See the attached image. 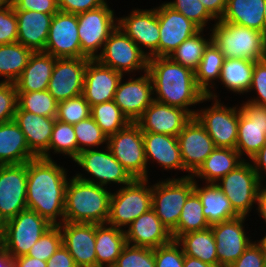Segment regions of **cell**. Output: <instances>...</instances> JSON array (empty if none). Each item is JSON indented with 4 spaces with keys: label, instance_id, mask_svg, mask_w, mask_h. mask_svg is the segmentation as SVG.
<instances>
[{
    "label": "cell",
    "instance_id": "6da1fadb",
    "mask_svg": "<svg viewBox=\"0 0 266 267\" xmlns=\"http://www.w3.org/2000/svg\"><path fill=\"white\" fill-rule=\"evenodd\" d=\"M68 170L53 159L35 157L27 162V208L53 226L64 222Z\"/></svg>",
    "mask_w": 266,
    "mask_h": 267
},
{
    "label": "cell",
    "instance_id": "7a4b0ae2",
    "mask_svg": "<svg viewBox=\"0 0 266 267\" xmlns=\"http://www.w3.org/2000/svg\"><path fill=\"white\" fill-rule=\"evenodd\" d=\"M147 72L150 74L153 97L157 102L186 110L192 117L197 111L192 108L209 102V97L196 83L194 71L176 63L170 57L149 58Z\"/></svg>",
    "mask_w": 266,
    "mask_h": 267
},
{
    "label": "cell",
    "instance_id": "3957f363",
    "mask_svg": "<svg viewBox=\"0 0 266 267\" xmlns=\"http://www.w3.org/2000/svg\"><path fill=\"white\" fill-rule=\"evenodd\" d=\"M110 190V191H109ZM112 190L71 176L65 191L64 221L107 223Z\"/></svg>",
    "mask_w": 266,
    "mask_h": 267
},
{
    "label": "cell",
    "instance_id": "277c9868",
    "mask_svg": "<svg viewBox=\"0 0 266 267\" xmlns=\"http://www.w3.org/2000/svg\"><path fill=\"white\" fill-rule=\"evenodd\" d=\"M212 41L224 58H238L259 61L266 58V37L264 33L218 20L211 25Z\"/></svg>",
    "mask_w": 266,
    "mask_h": 267
},
{
    "label": "cell",
    "instance_id": "5b68a950",
    "mask_svg": "<svg viewBox=\"0 0 266 267\" xmlns=\"http://www.w3.org/2000/svg\"><path fill=\"white\" fill-rule=\"evenodd\" d=\"M151 179H134L111 193L107 224L125 230L136 218L152 208Z\"/></svg>",
    "mask_w": 266,
    "mask_h": 267
},
{
    "label": "cell",
    "instance_id": "8992f818",
    "mask_svg": "<svg viewBox=\"0 0 266 267\" xmlns=\"http://www.w3.org/2000/svg\"><path fill=\"white\" fill-rule=\"evenodd\" d=\"M73 162L83 170L81 171L83 173L77 171L78 173L76 172L74 176L109 189L113 185L120 188L134 180L129 172L115 159L108 146L99 148V150L97 148L82 151ZM108 185L109 187H107Z\"/></svg>",
    "mask_w": 266,
    "mask_h": 267
},
{
    "label": "cell",
    "instance_id": "52a82bcc",
    "mask_svg": "<svg viewBox=\"0 0 266 267\" xmlns=\"http://www.w3.org/2000/svg\"><path fill=\"white\" fill-rule=\"evenodd\" d=\"M193 191V178L184 174L152 184V209L170 233L177 228L185 201Z\"/></svg>",
    "mask_w": 266,
    "mask_h": 267
},
{
    "label": "cell",
    "instance_id": "ba28073f",
    "mask_svg": "<svg viewBox=\"0 0 266 267\" xmlns=\"http://www.w3.org/2000/svg\"><path fill=\"white\" fill-rule=\"evenodd\" d=\"M52 226L37 212L27 208L2 225L0 244L12 258L27 255L32 245Z\"/></svg>",
    "mask_w": 266,
    "mask_h": 267
},
{
    "label": "cell",
    "instance_id": "9c48e42d",
    "mask_svg": "<svg viewBox=\"0 0 266 267\" xmlns=\"http://www.w3.org/2000/svg\"><path fill=\"white\" fill-rule=\"evenodd\" d=\"M215 184L225 194L239 216H252L249 214L256 208L258 193L263 185L250 161L244 160Z\"/></svg>",
    "mask_w": 266,
    "mask_h": 267
},
{
    "label": "cell",
    "instance_id": "30bf717a",
    "mask_svg": "<svg viewBox=\"0 0 266 267\" xmlns=\"http://www.w3.org/2000/svg\"><path fill=\"white\" fill-rule=\"evenodd\" d=\"M107 146L134 179H150L151 169L145 158L142 131L136 122H130L116 134L110 135Z\"/></svg>",
    "mask_w": 266,
    "mask_h": 267
},
{
    "label": "cell",
    "instance_id": "8fae6325",
    "mask_svg": "<svg viewBox=\"0 0 266 267\" xmlns=\"http://www.w3.org/2000/svg\"><path fill=\"white\" fill-rule=\"evenodd\" d=\"M211 106L197 108L195 118L205 128L216 147L236 148L239 104L228 106L221 99H212Z\"/></svg>",
    "mask_w": 266,
    "mask_h": 267
},
{
    "label": "cell",
    "instance_id": "7c38bea8",
    "mask_svg": "<svg viewBox=\"0 0 266 267\" xmlns=\"http://www.w3.org/2000/svg\"><path fill=\"white\" fill-rule=\"evenodd\" d=\"M108 4L107 1L96 9L77 14L81 51L89 59L101 54L110 33L117 27L115 10Z\"/></svg>",
    "mask_w": 266,
    "mask_h": 267
},
{
    "label": "cell",
    "instance_id": "4fadbf2b",
    "mask_svg": "<svg viewBox=\"0 0 266 267\" xmlns=\"http://www.w3.org/2000/svg\"><path fill=\"white\" fill-rule=\"evenodd\" d=\"M96 59L125 76L144 73L148 67V57L118 26L110 33Z\"/></svg>",
    "mask_w": 266,
    "mask_h": 267
},
{
    "label": "cell",
    "instance_id": "5bb4252c",
    "mask_svg": "<svg viewBox=\"0 0 266 267\" xmlns=\"http://www.w3.org/2000/svg\"><path fill=\"white\" fill-rule=\"evenodd\" d=\"M241 103L235 149L249 161L266 144V106L244 100Z\"/></svg>",
    "mask_w": 266,
    "mask_h": 267
},
{
    "label": "cell",
    "instance_id": "9a60e30c",
    "mask_svg": "<svg viewBox=\"0 0 266 267\" xmlns=\"http://www.w3.org/2000/svg\"><path fill=\"white\" fill-rule=\"evenodd\" d=\"M117 26L136 43L148 59L158 57L160 28L157 6L151 9L133 8L129 14L117 17Z\"/></svg>",
    "mask_w": 266,
    "mask_h": 267
},
{
    "label": "cell",
    "instance_id": "2e32d148",
    "mask_svg": "<svg viewBox=\"0 0 266 267\" xmlns=\"http://www.w3.org/2000/svg\"><path fill=\"white\" fill-rule=\"evenodd\" d=\"M27 162L0 165V230L2 225L27 209Z\"/></svg>",
    "mask_w": 266,
    "mask_h": 267
},
{
    "label": "cell",
    "instance_id": "e0dca14e",
    "mask_svg": "<svg viewBox=\"0 0 266 267\" xmlns=\"http://www.w3.org/2000/svg\"><path fill=\"white\" fill-rule=\"evenodd\" d=\"M246 219L247 216H238L210 226L216 241L219 267L234 263L253 242L245 229Z\"/></svg>",
    "mask_w": 266,
    "mask_h": 267
},
{
    "label": "cell",
    "instance_id": "ac0fdd59",
    "mask_svg": "<svg viewBox=\"0 0 266 267\" xmlns=\"http://www.w3.org/2000/svg\"><path fill=\"white\" fill-rule=\"evenodd\" d=\"M44 52L55 58H87L81 51L77 14L53 15Z\"/></svg>",
    "mask_w": 266,
    "mask_h": 267
},
{
    "label": "cell",
    "instance_id": "d6986e66",
    "mask_svg": "<svg viewBox=\"0 0 266 267\" xmlns=\"http://www.w3.org/2000/svg\"><path fill=\"white\" fill-rule=\"evenodd\" d=\"M134 76L130 75L127 81L123 75L114 95V102L130 122H136L154 101L150 74L146 71Z\"/></svg>",
    "mask_w": 266,
    "mask_h": 267
},
{
    "label": "cell",
    "instance_id": "ffe728a7",
    "mask_svg": "<svg viewBox=\"0 0 266 267\" xmlns=\"http://www.w3.org/2000/svg\"><path fill=\"white\" fill-rule=\"evenodd\" d=\"M157 16L160 28L158 57H169L184 40L201 30L182 13L170 7L166 1L157 6Z\"/></svg>",
    "mask_w": 266,
    "mask_h": 267
},
{
    "label": "cell",
    "instance_id": "44dd1931",
    "mask_svg": "<svg viewBox=\"0 0 266 267\" xmlns=\"http://www.w3.org/2000/svg\"><path fill=\"white\" fill-rule=\"evenodd\" d=\"M89 58H56L47 90L59 103L83 94Z\"/></svg>",
    "mask_w": 266,
    "mask_h": 267
},
{
    "label": "cell",
    "instance_id": "7402d4cb",
    "mask_svg": "<svg viewBox=\"0 0 266 267\" xmlns=\"http://www.w3.org/2000/svg\"><path fill=\"white\" fill-rule=\"evenodd\" d=\"M184 172L191 176L216 148L213 140L199 121L192 117L177 136Z\"/></svg>",
    "mask_w": 266,
    "mask_h": 267
},
{
    "label": "cell",
    "instance_id": "603a6c76",
    "mask_svg": "<svg viewBox=\"0 0 266 267\" xmlns=\"http://www.w3.org/2000/svg\"><path fill=\"white\" fill-rule=\"evenodd\" d=\"M62 244L77 267H96L95 223L63 222L59 225Z\"/></svg>",
    "mask_w": 266,
    "mask_h": 267
},
{
    "label": "cell",
    "instance_id": "cb8c5ba5",
    "mask_svg": "<svg viewBox=\"0 0 266 267\" xmlns=\"http://www.w3.org/2000/svg\"><path fill=\"white\" fill-rule=\"evenodd\" d=\"M123 74L89 59L83 85V96L90 106L114 100V95Z\"/></svg>",
    "mask_w": 266,
    "mask_h": 267
},
{
    "label": "cell",
    "instance_id": "d4e9b609",
    "mask_svg": "<svg viewBox=\"0 0 266 267\" xmlns=\"http://www.w3.org/2000/svg\"><path fill=\"white\" fill-rule=\"evenodd\" d=\"M192 116L178 107L153 101L136 121L142 132L167 134L177 137Z\"/></svg>",
    "mask_w": 266,
    "mask_h": 267
},
{
    "label": "cell",
    "instance_id": "484cf974",
    "mask_svg": "<svg viewBox=\"0 0 266 267\" xmlns=\"http://www.w3.org/2000/svg\"><path fill=\"white\" fill-rule=\"evenodd\" d=\"M128 245L155 249L172 240L170 231L151 208L136 218L125 230Z\"/></svg>",
    "mask_w": 266,
    "mask_h": 267
},
{
    "label": "cell",
    "instance_id": "4316f807",
    "mask_svg": "<svg viewBox=\"0 0 266 267\" xmlns=\"http://www.w3.org/2000/svg\"><path fill=\"white\" fill-rule=\"evenodd\" d=\"M142 136L147 165L157 163L162 171H184L177 137L152 132H142Z\"/></svg>",
    "mask_w": 266,
    "mask_h": 267
},
{
    "label": "cell",
    "instance_id": "83f0119b",
    "mask_svg": "<svg viewBox=\"0 0 266 267\" xmlns=\"http://www.w3.org/2000/svg\"><path fill=\"white\" fill-rule=\"evenodd\" d=\"M17 16V42L33 52H44L54 14L15 10Z\"/></svg>",
    "mask_w": 266,
    "mask_h": 267
},
{
    "label": "cell",
    "instance_id": "f1b7e54d",
    "mask_svg": "<svg viewBox=\"0 0 266 267\" xmlns=\"http://www.w3.org/2000/svg\"><path fill=\"white\" fill-rule=\"evenodd\" d=\"M13 120L25 135L29 149L40 157L49 148L56 118L16 110Z\"/></svg>",
    "mask_w": 266,
    "mask_h": 267
},
{
    "label": "cell",
    "instance_id": "f546056e",
    "mask_svg": "<svg viewBox=\"0 0 266 267\" xmlns=\"http://www.w3.org/2000/svg\"><path fill=\"white\" fill-rule=\"evenodd\" d=\"M56 58L45 52H33L25 69L14 82L17 92L47 90Z\"/></svg>",
    "mask_w": 266,
    "mask_h": 267
},
{
    "label": "cell",
    "instance_id": "4dcf8cb0",
    "mask_svg": "<svg viewBox=\"0 0 266 267\" xmlns=\"http://www.w3.org/2000/svg\"><path fill=\"white\" fill-rule=\"evenodd\" d=\"M243 161L236 149L216 147L191 177L204 184H215Z\"/></svg>",
    "mask_w": 266,
    "mask_h": 267
},
{
    "label": "cell",
    "instance_id": "1f68e13d",
    "mask_svg": "<svg viewBox=\"0 0 266 267\" xmlns=\"http://www.w3.org/2000/svg\"><path fill=\"white\" fill-rule=\"evenodd\" d=\"M35 157L14 120L0 124V165L22 164Z\"/></svg>",
    "mask_w": 266,
    "mask_h": 267
},
{
    "label": "cell",
    "instance_id": "d6a6232c",
    "mask_svg": "<svg viewBox=\"0 0 266 267\" xmlns=\"http://www.w3.org/2000/svg\"><path fill=\"white\" fill-rule=\"evenodd\" d=\"M126 245L124 230L107 223L95 224L96 267H113Z\"/></svg>",
    "mask_w": 266,
    "mask_h": 267
},
{
    "label": "cell",
    "instance_id": "836d02e7",
    "mask_svg": "<svg viewBox=\"0 0 266 267\" xmlns=\"http://www.w3.org/2000/svg\"><path fill=\"white\" fill-rule=\"evenodd\" d=\"M194 191L201 199L203 215L210 226L239 216L216 184L201 185L198 181H194Z\"/></svg>",
    "mask_w": 266,
    "mask_h": 267
},
{
    "label": "cell",
    "instance_id": "e575fe53",
    "mask_svg": "<svg viewBox=\"0 0 266 267\" xmlns=\"http://www.w3.org/2000/svg\"><path fill=\"white\" fill-rule=\"evenodd\" d=\"M224 59L219 48L211 41L205 48L202 59L194 71L198 87L209 98L220 100V94L215 90L218 88L216 84L220 78Z\"/></svg>",
    "mask_w": 266,
    "mask_h": 267
},
{
    "label": "cell",
    "instance_id": "d590c367",
    "mask_svg": "<svg viewBox=\"0 0 266 267\" xmlns=\"http://www.w3.org/2000/svg\"><path fill=\"white\" fill-rule=\"evenodd\" d=\"M265 0H227L221 21L256 29L263 33Z\"/></svg>",
    "mask_w": 266,
    "mask_h": 267
},
{
    "label": "cell",
    "instance_id": "8d00e7d4",
    "mask_svg": "<svg viewBox=\"0 0 266 267\" xmlns=\"http://www.w3.org/2000/svg\"><path fill=\"white\" fill-rule=\"evenodd\" d=\"M256 61L225 58L218 82L227 91L238 95H248Z\"/></svg>",
    "mask_w": 266,
    "mask_h": 267
},
{
    "label": "cell",
    "instance_id": "74e56055",
    "mask_svg": "<svg viewBox=\"0 0 266 267\" xmlns=\"http://www.w3.org/2000/svg\"><path fill=\"white\" fill-rule=\"evenodd\" d=\"M176 241L187 256L218 266L216 241L211 227L179 236Z\"/></svg>",
    "mask_w": 266,
    "mask_h": 267
},
{
    "label": "cell",
    "instance_id": "f35d334b",
    "mask_svg": "<svg viewBox=\"0 0 266 267\" xmlns=\"http://www.w3.org/2000/svg\"><path fill=\"white\" fill-rule=\"evenodd\" d=\"M32 54V50L18 42L0 45V82L14 83Z\"/></svg>",
    "mask_w": 266,
    "mask_h": 267
},
{
    "label": "cell",
    "instance_id": "ab89813d",
    "mask_svg": "<svg viewBox=\"0 0 266 267\" xmlns=\"http://www.w3.org/2000/svg\"><path fill=\"white\" fill-rule=\"evenodd\" d=\"M202 210L201 199L198 194L193 191L185 201L177 228L171 233L172 239L176 240L183 234L209 228L210 225L204 217Z\"/></svg>",
    "mask_w": 266,
    "mask_h": 267
},
{
    "label": "cell",
    "instance_id": "60d3db41",
    "mask_svg": "<svg viewBox=\"0 0 266 267\" xmlns=\"http://www.w3.org/2000/svg\"><path fill=\"white\" fill-rule=\"evenodd\" d=\"M208 32L206 36L204 30H200L191 38L184 40L169 57L176 63L195 71L202 59L205 48L212 41L211 31Z\"/></svg>",
    "mask_w": 266,
    "mask_h": 267
},
{
    "label": "cell",
    "instance_id": "b9f144b4",
    "mask_svg": "<svg viewBox=\"0 0 266 267\" xmlns=\"http://www.w3.org/2000/svg\"><path fill=\"white\" fill-rule=\"evenodd\" d=\"M51 152L54 156H68L72 161L77 157V140L73 125L55 120L49 148L40 157L53 159Z\"/></svg>",
    "mask_w": 266,
    "mask_h": 267
},
{
    "label": "cell",
    "instance_id": "7bdbcfd3",
    "mask_svg": "<svg viewBox=\"0 0 266 267\" xmlns=\"http://www.w3.org/2000/svg\"><path fill=\"white\" fill-rule=\"evenodd\" d=\"M91 117L108 137L130 123L114 100L91 106Z\"/></svg>",
    "mask_w": 266,
    "mask_h": 267
},
{
    "label": "cell",
    "instance_id": "ee69618b",
    "mask_svg": "<svg viewBox=\"0 0 266 267\" xmlns=\"http://www.w3.org/2000/svg\"><path fill=\"white\" fill-rule=\"evenodd\" d=\"M17 109L41 116L56 118L58 102L48 90L17 92Z\"/></svg>",
    "mask_w": 266,
    "mask_h": 267
},
{
    "label": "cell",
    "instance_id": "f6af8a7d",
    "mask_svg": "<svg viewBox=\"0 0 266 267\" xmlns=\"http://www.w3.org/2000/svg\"><path fill=\"white\" fill-rule=\"evenodd\" d=\"M73 128L77 140V156L82 151L107 146L108 136L91 116L74 124Z\"/></svg>",
    "mask_w": 266,
    "mask_h": 267
},
{
    "label": "cell",
    "instance_id": "bcb514c9",
    "mask_svg": "<svg viewBox=\"0 0 266 267\" xmlns=\"http://www.w3.org/2000/svg\"><path fill=\"white\" fill-rule=\"evenodd\" d=\"M91 116V106L83 94L58 103L56 119L71 125Z\"/></svg>",
    "mask_w": 266,
    "mask_h": 267
},
{
    "label": "cell",
    "instance_id": "7dc6e473",
    "mask_svg": "<svg viewBox=\"0 0 266 267\" xmlns=\"http://www.w3.org/2000/svg\"><path fill=\"white\" fill-rule=\"evenodd\" d=\"M166 3L195 23L201 30H205V32L207 31V28L209 30L211 29L207 25L210 21L213 22L214 20V22H216V20L207 12L200 0H170Z\"/></svg>",
    "mask_w": 266,
    "mask_h": 267
},
{
    "label": "cell",
    "instance_id": "c3c4849f",
    "mask_svg": "<svg viewBox=\"0 0 266 267\" xmlns=\"http://www.w3.org/2000/svg\"><path fill=\"white\" fill-rule=\"evenodd\" d=\"M113 267H156L154 249L127 244Z\"/></svg>",
    "mask_w": 266,
    "mask_h": 267
},
{
    "label": "cell",
    "instance_id": "681fc988",
    "mask_svg": "<svg viewBox=\"0 0 266 267\" xmlns=\"http://www.w3.org/2000/svg\"><path fill=\"white\" fill-rule=\"evenodd\" d=\"M61 245L62 233L60 227L52 226L32 245L27 256L48 261Z\"/></svg>",
    "mask_w": 266,
    "mask_h": 267
},
{
    "label": "cell",
    "instance_id": "f907efd6",
    "mask_svg": "<svg viewBox=\"0 0 266 267\" xmlns=\"http://www.w3.org/2000/svg\"><path fill=\"white\" fill-rule=\"evenodd\" d=\"M184 253L176 240L154 249L156 267H183Z\"/></svg>",
    "mask_w": 266,
    "mask_h": 267
},
{
    "label": "cell",
    "instance_id": "816d5d0a",
    "mask_svg": "<svg viewBox=\"0 0 266 267\" xmlns=\"http://www.w3.org/2000/svg\"><path fill=\"white\" fill-rule=\"evenodd\" d=\"M251 92L254 93L253 97L250 96L251 98L245 99L244 102L266 106V58L255 62L248 94L250 95Z\"/></svg>",
    "mask_w": 266,
    "mask_h": 267
},
{
    "label": "cell",
    "instance_id": "f5cc1de1",
    "mask_svg": "<svg viewBox=\"0 0 266 267\" xmlns=\"http://www.w3.org/2000/svg\"><path fill=\"white\" fill-rule=\"evenodd\" d=\"M17 106V90L15 84L0 82V124L14 119Z\"/></svg>",
    "mask_w": 266,
    "mask_h": 267
},
{
    "label": "cell",
    "instance_id": "db71d44e",
    "mask_svg": "<svg viewBox=\"0 0 266 267\" xmlns=\"http://www.w3.org/2000/svg\"><path fill=\"white\" fill-rule=\"evenodd\" d=\"M17 16L11 3L0 9V45L17 42Z\"/></svg>",
    "mask_w": 266,
    "mask_h": 267
},
{
    "label": "cell",
    "instance_id": "11a10c76",
    "mask_svg": "<svg viewBox=\"0 0 266 267\" xmlns=\"http://www.w3.org/2000/svg\"><path fill=\"white\" fill-rule=\"evenodd\" d=\"M228 267H266V257L257 239Z\"/></svg>",
    "mask_w": 266,
    "mask_h": 267
},
{
    "label": "cell",
    "instance_id": "9f6ffc18",
    "mask_svg": "<svg viewBox=\"0 0 266 267\" xmlns=\"http://www.w3.org/2000/svg\"><path fill=\"white\" fill-rule=\"evenodd\" d=\"M14 10L36 11L56 14L59 11L57 0H11Z\"/></svg>",
    "mask_w": 266,
    "mask_h": 267
},
{
    "label": "cell",
    "instance_id": "6f0895ef",
    "mask_svg": "<svg viewBox=\"0 0 266 267\" xmlns=\"http://www.w3.org/2000/svg\"><path fill=\"white\" fill-rule=\"evenodd\" d=\"M107 0H57L59 11L79 14L105 4Z\"/></svg>",
    "mask_w": 266,
    "mask_h": 267
},
{
    "label": "cell",
    "instance_id": "680465c9",
    "mask_svg": "<svg viewBox=\"0 0 266 267\" xmlns=\"http://www.w3.org/2000/svg\"><path fill=\"white\" fill-rule=\"evenodd\" d=\"M47 267H77L73 257L63 244L48 259Z\"/></svg>",
    "mask_w": 266,
    "mask_h": 267
},
{
    "label": "cell",
    "instance_id": "91938a15",
    "mask_svg": "<svg viewBox=\"0 0 266 267\" xmlns=\"http://www.w3.org/2000/svg\"><path fill=\"white\" fill-rule=\"evenodd\" d=\"M260 183L266 186V144L249 160Z\"/></svg>",
    "mask_w": 266,
    "mask_h": 267
},
{
    "label": "cell",
    "instance_id": "94428289",
    "mask_svg": "<svg viewBox=\"0 0 266 267\" xmlns=\"http://www.w3.org/2000/svg\"><path fill=\"white\" fill-rule=\"evenodd\" d=\"M207 12L216 20H220L226 10L227 0H200Z\"/></svg>",
    "mask_w": 266,
    "mask_h": 267
},
{
    "label": "cell",
    "instance_id": "6125c7cd",
    "mask_svg": "<svg viewBox=\"0 0 266 267\" xmlns=\"http://www.w3.org/2000/svg\"><path fill=\"white\" fill-rule=\"evenodd\" d=\"M15 267H47V261L39 260L27 255L13 258Z\"/></svg>",
    "mask_w": 266,
    "mask_h": 267
},
{
    "label": "cell",
    "instance_id": "be15d7a7",
    "mask_svg": "<svg viewBox=\"0 0 266 267\" xmlns=\"http://www.w3.org/2000/svg\"><path fill=\"white\" fill-rule=\"evenodd\" d=\"M256 211L258 217L263 219L264 223L266 224V186H262L258 193L257 202H256Z\"/></svg>",
    "mask_w": 266,
    "mask_h": 267
},
{
    "label": "cell",
    "instance_id": "e7e4bbea",
    "mask_svg": "<svg viewBox=\"0 0 266 267\" xmlns=\"http://www.w3.org/2000/svg\"><path fill=\"white\" fill-rule=\"evenodd\" d=\"M0 267H15L13 258L1 244H0Z\"/></svg>",
    "mask_w": 266,
    "mask_h": 267
},
{
    "label": "cell",
    "instance_id": "03108f58",
    "mask_svg": "<svg viewBox=\"0 0 266 267\" xmlns=\"http://www.w3.org/2000/svg\"><path fill=\"white\" fill-rule=\"evenodd\" d=\"M183 267H219L202 262L200 259L184 255Z\"/></svg>",
    "mask_w": 266,
    "mask_h": 267
},
{
    "label": "cell",
    "instance_id": "003e7915",
    "mask_svg": "<svg viewBox=\"0 0 266 267\" xmlns=\"http://www.w3.org/2000/svg\"><path fill=\"white\" fill-rule=\"evenodd\" d=\"M257 242L261 245L263 252H264V256L266 257V233H265V236L257 240Z\"/></svg>",
    "mask_w": 266,
    "mask_h": 267
},
{
    "label": "cell",
    "instance_id": "a7ac6f4b",
    "mask_svg": "<svg viewBox=\"0 0 266 267\" xmlns=\"http://www.w3.org/2000/svg\"><path fill=\"white\" fill-rule=\"evenodd\" d=\"M11 4V0H0V9Z\"/></svg>",
    "mask_w": 266,
    "mask_h": 267
},
{
    "label": "cell",
    "instance_id": "89a4df30",
    "mask_svg": "<svg viewBox=\"0 0 266 267\" xmlns=\"http://www.w3.org/2000/svg\"><path fill=\"white\" fill-rule=\"evenodd\" d=\"M263 33L266 37V0H265V11H264V27H263Z\"/></svg>",
    "mask_w": 266,
    "mask_h": 267
}]
</instances>
